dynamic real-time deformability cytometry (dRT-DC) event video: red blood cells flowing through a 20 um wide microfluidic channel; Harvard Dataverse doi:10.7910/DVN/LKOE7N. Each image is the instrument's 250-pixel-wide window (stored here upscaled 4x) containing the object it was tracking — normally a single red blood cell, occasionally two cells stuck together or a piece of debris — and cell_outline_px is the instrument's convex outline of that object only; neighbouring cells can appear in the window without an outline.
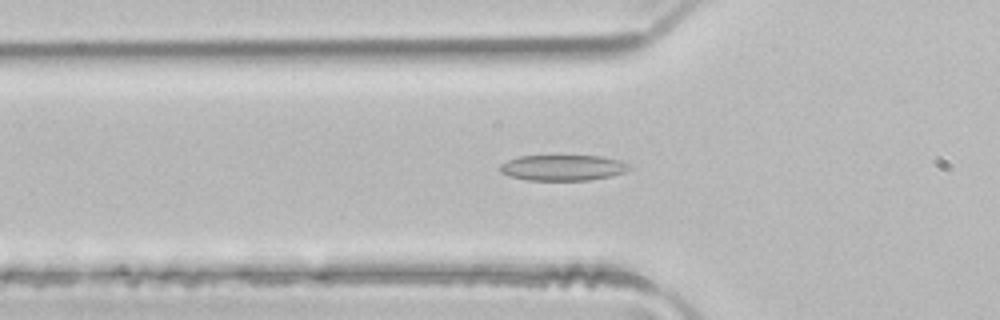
{"species": "common noctule bat (a hibernating species)", "species_latin": "Nyctalus noctula", "temperature_condition": "room temperature", "stored_images_in_passage": 39, "camera_frame_rate_fps": 3000, "um_per_image_px": 0.085, "animal": {"sex": "male", "body_mass_g": 21.5, "forearm_length_mm": 52.0}, "frame": {"image": 1, "passage_image": 11, "time_ms": 3.333, "image_size_px": [1000, 320], "cell_outline_px": [[632, 168], [624, 172], [612, 176], [592, 180], [528, 180], [508, 176], [500, 172], [500, 164], [508, 160], [520, 156], [600, 156], [620, 160], [632, 164]], "centroid_in_image_um": [47.88, 14.26], "position_along_channel_um": 77.9, "area_um2": 19.54}}
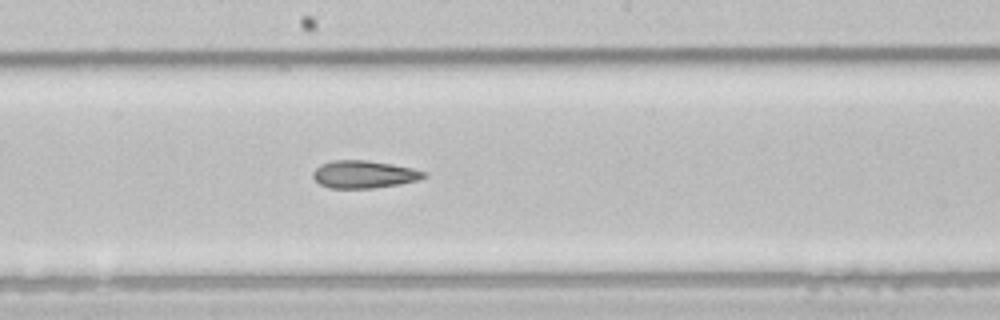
{"frame": {"image": 2, "passage_image": 21, "time_ms": 6.667, "image_size_px": [1000, 320], "cell_outline_px": [[428, 176], [420, 180], [400, 184], [372, 188], [328, 188], [320, 184], [312, 176], [312, 172], [320, 164], [332, 160], [368, 160], [392, 164], [412, 168], [428, 172]], "centroid_in_image_um": [30.96, 14.81], "position_along_channel_um": 217.2, "area_um2": 18.03}}
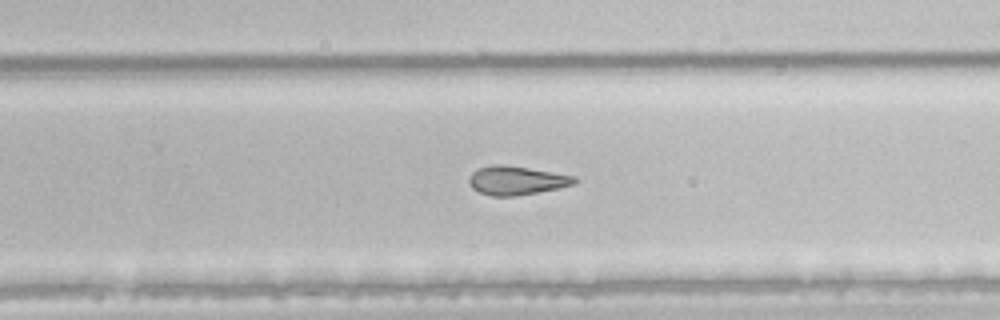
{"frame": {"image": 3, "passage_image": 26, "time_ms": 8.333, "image_size_px": [1000, 320], "cell_outline_px": [[580, 180], [576, 184], [560, 188], [516, 196], [492, 196], [480, 192], [472, 188], [468, 180], [472, 172], [480, 168], [492, 164], [500, 164], [528, 168], [576, 176]], "centroid_in_image_um": [43.95, 15.34], "position_along_channel_um": 285.9, "area_um2": 17.74}, "authors_computed_cell_mechanics": {"area_um2": 18.9584, "velocity_mm_per_s": 4.1485, "shape_relaxation_time_tau1_ms": 10.2486, "shape_relaxation_time_tau2_ms": 3.9075, "deformation_change_tau1": 0.214, "deformation_change_tau2": 0.1308}}